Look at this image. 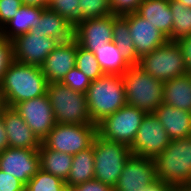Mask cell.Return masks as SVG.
Wrapping results in <instances>:
<instances>
[{
	"mask_svg": "<svg viewBox=\"0 0 191 191\" xmlns=\"http://www.w3.org/2000/svg\"><path fill=\"white\" fill-rule=\"evenodd\" d=\"M47 80L40 66L13 61L4 73L0 90L7 107L46 94Z\"/></svg>",
	"mask_w": 191,
	"mask_h": 191,
	"instance_id": "obj_1",
	"label": "cell"
},
{
	"mask_svg": "<svg viewBox=\"0 0 191 191\" xmlns=\"http://www.w3.org/2000/svg\"><path fill=\"white\" fill-rule=\"evenodd\" d=\"M86 97L90 118L92 123L97 125L104 118L127 105L122 75L104 74L93 80L88 87Z\"/></svg>",
	"mask_w": 191,
	"mask_h": 191,
	"instance_id": "obj_2",
	"label": "cell"
},
{
	"mask_svg": "<svg viewBox=\"0 0 191 191\" xmlns=\"http://www.w3.org/2000/svg\"><path fill=\"white\" fill-rule=\"evenodd\" d=\"M153 161L157 179L174 187L191 186V136L170 140Z\"/></svg>",
	"mask_w": 191,
	"mask_h": 191,
	"instance_id": "obj_3",
	"label": "cell"
},
{
	"mask_svg": "<svg viewBox=\"0 0 191 191\" xmlns=\"http://www.w3.org/2000/svg\"><path fill=\"white\" fill-rule=\"evenodd\" d=\"M46 94L56 124L96 125L90 118L86 94L71 90L61 82L48 83Z\"/></svg>",
	"mask_w": 191,
	"mask_h": 191,
	"instance_id": "obj_4",
	"label": "cell"
},
{
	"mask_svg": "<svg viewBox=\"0 0 191 191\" xmlns=\"http://www.w3.org/2000/svg\"><path fill=\"white\" fill-rule=\"evenodd\" d=\"M122 77L127 105L141 109L146 114L154 113L163 102L164 82L153 78L137 64L131 65Z\"/></svg>",
	"mask_w": 191,
	"mask_h": 191,
	"instance_id": "obj_5",
	"label": "cell"
},
{
	"mask_svg": "<svg viewBox=\"0 0 191 191\" xmlns=\"http://www.w3.org/2000/svg\"><path fill=\"white\" fill-rule=\"evenodd\" d=\"M93 152L94 179L114 188L125 163L132 155L130 147L96 135L93 139Z\"/></svg>",
	"mask_w": 191,
	"mask_h": 191,
	"instance_id": "obj_6",
	"label": "cell"
},
{
	"mask_svg": "<svg viewBox=\"0 0 191 191\" xmlns=\"http://www.w3.org/2000/svg\"><path fill=\"white\" fill-rule=\"evenodd\" d=\"M137 65L162 82L188 73L181 48L176 41H167L151 53L143 55Z\"/></svg>",
	"mask_w": 191,
	"mask_h": 191,
	"instance_id": "obj_7",
	"label": "cell"
},
{
	"mask_svg": "<svg viewBox=\"0 0 191 191\" xmlns=\"http://www.w3.org/2000/svg\"><path fill=\"white\" fill-rule=\"evenodd\" d=\"M145 115L141 109L125 105L97 124V135L130 147Z\"/></svg>",
	"mask_w": 191,
	"mask_h": 191,
	"instance_id": "obj_8",
	"label": "cell"
},
{
	"mask_svg": "<svg viewBox=\"0 0 191 191\" xmlns=\"http://www.w3.org/2000/svg\"><path fill=\"white\" fill-rule=\"evenodd\" d=\"M97 135V125L56 124L41 141L47 148L76 155L89 148Z\"/></svg>",
	"mask_w": 191,
	"mask_h": 191,
	"instance_id": "obj_9",
	"label": "cell"
},
{
	"mask_svg": "<svg viewBox=\"0 0 191 191\" xmlns=\"http://www.w3.org/2000/svg\"><path fill=\"white\" fill-rule=\"evenodd\" d=\"M170 138L154 113L146 114L130 146L132 155L154 159L170 144Z\"/></svg>",
	"mask_w": 191,
	"mask_h": 191,
	"instance_id": "obj_10",
	"label": "cell"
},
{
	"mask_svg": "<svg viewBox=\"0 0 191 191\" xmlns=\"http://www.w3.org/2000/svg\"><path fill=\"white\" fill-rule=\"evenodd\" d=\"M37 138L42 141L56 125L47 94L13 106Z\"/></svg>",
	"mask_w": 191,
	"mask_h": 191,
	"instance_id": "obj_11",
	"label": "cell"
},
{
	"mask_svg": "<svg viewBox=\"0 0 191 191\" xmlns=\"http://www.w3.org/2000/svg\"><path fill=\"white\" fill-rule=\"evenodd\" d=\"M12 43L15 61L41 67L59 41L29 31L13 39Z\"/></svg>",
	"mask_w": 191,
	"mask_h": 191,
	"instance_id": "obj_12",
	"label": "cell"
},
{
	"mask_svg": "<svg viewBox=\"0 0 191 191\" xmlns=\"http://www.w3.org/2000/svg\"><path fill=\"white\" fill-rule=\"evenodd\" d=\"M117 15L86 19L78 23L73 30V38L82 48L96 50L113 39V22Z\"/></svg>",
	"mask_w": 191,
	"mask_h": 191,
	"instance_id": "obj_13",
	"label": "cell"
},
{
	"mask_svg": "<svg viewBox=\"0 0 191 191\" xmlns=\"http://www.w3.org/2000/svg\"><path fill=\"white\" fill-rule=\"evenodd\" d=\"M157 180L153 159L131 155L124 165L114 191H143Z\"/></svg>",
	"mask_w": 191,
	"mask_h": 191,
	"instance_id": "obj_14",
	"label": "cell"
},
{
	"mask_svg": "<svg viewBox=\"0 0 191 191\" xmlns=\"http://www.w3.org/2000/svg\"><path fill=\"white\" fill-rule=\"evenodd\" d=\"M0 169L26 185L40 170L38 149L6 148L0 152Z\"/></svg>",
	"mask_w": 191,
	"mask_h": 191,
	"instance_id": "obj_15",
	"label": "cell"
},
{
	"mask_svg": "<svg viewBox=\"0 0 191 191\" xmlns=\"http://www.w3.org/2000/svg\"><path fill=\"white\" fill-rule=\"evenodd\" d=\"M123 17L128 21L132 41L140 58L168 41V38L155 26L136 12L123 15Z\"/></svg>",
	"mask_w": 191,
	"mask_h": 191,
	"instance_id": "obj_16",
	"label": "cell"
},
{
	"mask_svg": "<svg viewBox=\"0 0 191 191\" xmlns=\"http://www.w3.org/2000/svg\"><path fill=\"white\" fill-rule=\"evenodd\" d=\"M78 45L74 38L67 42H59L47 56L41 68L48 83L61 82L75 67Z\"/></svg>",
	"mask_w": 191,
	"mask_h": 191,
	"instance_id": "obj_17",
	"label": "cell"
},
{
	"mask_svg": "<svg viewBox=\"0 0 191 191\" xmlns=\"http://www.w3.org/2000/svg\"><path fill=\"white\" fill-rule=\"evenodd\" d=\"M1 115L7 133L9 147L21 149H39L41 141L13 107L5 106Z\"/></svg>",
	"mask_w": 191,
	"mask_h": 191,
	"instance_id": "obj_18",
	"label": "cell"
},
{
	"mask_svg": "<svg viewBox=\"0 0 191 191\" xmlns=\"http://www.w3.org/2000/svg\"><path fill=\"white\" fill-rule=\"evenodd\" d=\"M154 115L161 122L171 140L191 136V112L162 102L155 109Z\"/></svg>",
	"mask_w": 191,
	"mask_h": 191,
	"instance_id": "obj_19",
	"label": "cell"
},
{
	"mask_svg": "<svg viewBox=\"0 0 191 191\" xmlns=\"http://www.w3.org/2000/svg\"><path fill=\"white\" fill-rule=\"evenodd\" d=\"M136 13L155 26L168 41H172L173 14L169 0H144Z\"/></svg>",
	"mask_w": 191,
	"mask_h": 191,
	"instance_id": "obj_20",
	"label": "cell"
},
{
	"mask_svg": "<svg viewBox=\"0 0 191 191\" xmlns=\"http://www.w3.org/2000/svg\"><path fill=\"white\" fill-rule=\"evenodd\" d=\"M73 30L74 27L65 18L47 7L42 11L36 27L30 32L40 33L41 36H47L59 42H67L73 38Z\"/></svg>",
	"mask_w": 191,
	"mask_h": 191,
	"instance_id": "obj_21",
	"label": "cell"
},
{
	"mask_svg": "<svg viewBox=\"0 0 191 191\" xmlns=\"http://www.w3.org/2000/svg\"><path fill=\"white\" fill-rule=\"evenodd\" d=\"M44 7L22 5L15 16L0 28V35L8 40L29 32L36 27Z\"/></svg>",
	"mask_w": 191,
	"mask_h": 191,
	"instance_id": "obj_22",
	"label": "cell"
},
{
	"mask_svg": "<svg viewBox=\"0 0 191 191\" xmlns=\"http://www.w3.org/2000/svg\"><path fill=\"white\" fill-rule=\"evenodd\" d=\"M163 103L191 112V73L164 82Z\"/></svg>",
	"mask_w": 191,
	"mask_h": 191,
	"instance_id": "obj_23",
	"label": "cell"
},
{
	"mask_svg": "<svg viewBox=\"0 0 191 191\" xmlns=\"http://www.w3.org/2000/svg\"><path fill=\"white\" fill-rule=\"evenodd\" d=\"M38 154L41 170L66 181L72 166L73 155L47 149L42 143Z\"/></svg>",
	"mask_w": 191,
	"mask_h": 191,
	"instance_id": "obj_24",
	"label": "cell"
},
{
	"mask_svg": "<svg viewBox=\"0 0 191 191\" xmlns=\"http://www.w3.org/2000/svg\"><path fill=\"white\" fill-rule=\"evenodd\" d=\"M94 152L92 145L73 155L72 166L70 173L65 181L66 185L76 186L85 183L86 181L93 180L94 174Z\"/></svg>",
	"mask_w": 191,
	"mask_h": 191,
	"instance_id": "obj_25",
	"label": "cell"
},
{
	"mask_svg": "<svg viewBox=\"0 0 191 191\" xmlns=\"http://www.w3.org/2000/svg\"><path fill=\"white\" fill-rule=\"evenodd\" d=\"M95 55L102 71L105 74L122 75L131 66L117 45L112 41L99 47L96 50Z\"/></svg>",
	"mask_w": 191,
	"mask_h": 191,
	"instance_id": "obj_26",
	"label": "cell"
},
{
	"mask_svg": "<svg viewBox=\"0 0 191 191\" xmlns=\"http://www.w3.org/2000/svg\"><path fill=\"white\" fill-rule=\"evenodd\" d=\"M117 47L125 59L131 64H138L140 57L137 55L130 30L128 21L123 16H118L113 22V39Z\"/></svg>",
	"mask_w": 191,
	"mask_h": 191,
	"instance_id": "obj_27",
	"label": "cell"
},
{
	"mask_svg": "<svg viewBox=\"0 0 191 191\" xmlns=\"http://www.w3.org/2000/svg\"><path fill=\"white\" fill-rule=\"evenodd\" d=\"M173 14L172 41L191 35V7H186L176 0H169Z\"/></svg>",
	"mask_w": 191,
	"mask_h": 191,
	"instance_id": "obj_28",
	"label": "cell"
},
{
	"mask_svg": "<svg viewBox=\"0 0 191 191\" xmlns=\"http://www.w3.org/2000/svg\"><path fill=\"white\" fill-rule=\"evenodd\" d=\"M65 189V181L41 169L25 185V191H65Z\"/></svg>",
	"mask_w": 191,
	"mask_h": 191,
	"instance_id": "obj_29",
	"label": "cell"
},
{
	"mask_svg": "<svg viewBox=\"0 0 191 191\" xmlns=\"http://www.w3.org/2000/svg\"><path fill=\"white\" fill-rule=\"evenodd\" d=\"M75 66L91 81L105 74L96 59L95 52L88 51L79 45L77 47Z\"/></svg>",
	"mask_w": 191,
	"mask_h": 191,
	"instance_id": "obj_30",
	"label": "cell"
},
{
	"mask_svg": "<svg viewBox=\"0 0 191 191\" xmlns=\"http://www.w3.org/2000/svg\"><path fill=\"white\" fill-rule=\"evenodd\" d=\"M48 7L65 18L73 27L84 21L79 0H51Z\"/></svg>",
	"mask_w": 191,
	"mask_h": 191,
	"instance_id": "obj_31",
	"label": "cell"
},
{
	"mask_svg": "<svg viewBox=\"0 0 191 191\" xmlns=\"http://www.w3.org/2000/svg\"><path fill=\"white\" fill-rule=\"evenodd\" d=\"M84 20L113 14L110 0H79Z\"/></svg>",
	"mask_w": 191,
	"mask_h": 191,
	"instance_id": "obj_32",
	"label": "cell"
},
{
	"mask_svg": "<svg viewBox=\"0 0 191 191\" xmlns=\"http://www.w3.org/2000/svg\"><path fill=\"white\" fill-rule=\"evenodd\" d=\"M91 80L85 76L76 66L73 67L61 81L62 84L68 86L71 90L87 93Z\"/></svg>",
	"mask_w": 191,
	"mask_h": 191,
	"instance_id": "obj_33",
	"label": "cell"
},
{
	"mask_svg": "<svg viewBox=\"0 0 191 191\" xmlns=\"http://www.w3.org/2000/svg\"><path fill=\"white\" fill-rule=\"evenodd\" d=\"M13 61V43L0 35V82Z\"/></svg>",
	"mask_w": 191,
	"mask_h": 191,
	"instance_id": "obj_34",
	"label": "cell"
},
{
	"mask_svg": "<svg viewBox=\"0 0 191 191\" xmlns=\"http://www.w3.org/2000/svg\"><path fill=\"white\" fill-rule=\"evenodd\" d=\"M22 5V0H0V28L15 16Z\"/></svg>",
	"mask_w": 191,
	"mask_h": 191,
	"instance_id": "obj_35",
	"label": "cell"
},
{
	"mask_svg": "<svg viewBox=\"0 0 191 191\" xmlns=\"http://www.w3.org/2000/svg\"><path fill=\"white\" fill-rule=\"evenodd\" d=\"M144 0H110L113 14L123 16L134 13Z\"/></svg>",
	"mask_w": 191,
	"mask_h": 191,
	"instance_id": "obj_36",
	"label": "cell"
},
{
	"mask_svg": "<svg viewBox=\"0 0 191 191\" xmlns=\"http://www.w3.org/2000/svg\"><path fill=\"white\" fill-rule=\"evenodd\" d=\"M0 191H25V185L16 177L0 169Z\"/></svg>",
	"mask_w": 191,
	"mask_h": 191,
	"instance_id": "obj_37",
	"label": "cell"
},
{
	"mask_svg": "<svg viewBox=\"0 0 191 191\" xmlns=\"http://www.w3.org/2000/svg\"><path fill=\"white\" fill-rule=\"evenodd\" d=\"M176 42L181 48L184 57L185 67L188 73H191V35L182 37Z\"/></svg>",
	"mask_w": 191,
	"mask_h": 191,
	"instance_id": "obj_38",
	"label": "cell"
},
{
	"mask_svg": "<svg viewBox=\"0 0 191 191\" xmlns=\"http://www.w3.org/2000/svg\"><path fill=\"white\" fill-rule=\"evenodd\" d=\"M86 191H114V188L96 179H93L86 181Z\"/></svg>",
	"mask_w": 191,
	"mask_h": 191,
	"instance_id": "obj_39",
	"label": "cell"
},
{
	"mask_svg": "<svg viewBox=\"0 0 191 191\" xmlns=\"http://www.w3.org/2000/svg\"><path fill=\"white\" fill-rule=\"evenodd\" d=\"M174 189V186L164 183L158 179L153 184L147 186L143 191H174Z\"/></svg>",
	"mask_w": 191,
	"mask_h": 191,
	"instance_id": "obj_40",
	"label": "cell"
},
{
	"mask_svg": "<svg viewBox=\"0 0 191 191\" xmlns=\"http://www.w3.org/2000/svg\"><path fill=\"white\" fill-rule=\"evenodd\" d=\"M9 147L3 116L0 114V152Z\"/></svg>",
	"mask_w": 191,
	"mask_h": 191,
	"instance_id": "obj_41",
	"label": "cell"
},
{
	"mask_svg": "<svg viewBox=\"0 0 191 191\" xmlns=\"http://www.w3.org/2000/svg\"><path fill=\"white\" fill-rule=\"evenodd\" d=\"M51 0H22L24 5H32L47 8Z\"/></svg>",
	"mask_w": 191,
	"mask_h": 191,
	"instance_id": "obj_42",
	"label": "cell"
},
{
	"mask_svg": "<svg viewBox=\"0 0 191 191\" xmlns=\"http://www.w3.org/2000/svg\"><path fill=\"white\" fill-rule=\"evenodd\" d=\"M65 191H86V182L76 186L66 185Z\"/></svg>",
	"mask_w": 191,
	"mask_h": 191,
	"instance_id": "obj_43",
	"label": "cell"
},
{
	"mask_svg": "<svg viewBox=\"0 0 191 191\" xmlns=\"http://www.w3.org/2000/svg\"><path fill=\"white\" fill-rule=\"evenodd\" d=\"M174 191H191V186H177Z\"/></svg>",
	"mask_w": 191,
	"mask_h": 191,
	"instance_id": "obj_44",
	"label": "cell"
},
{
	"mask_svg": "<svg viewBox=\"0 0 191 191\" xmlns=\"http://www.w3.org/2000/svg\"><path fill=\"white\" fill-rule=\"evenodd\" d=\"M180 3H182L186 7H191V0H176Z\"/></svg>",
	"mask_w": 191,
	"mask_h": 191,
	"instance_id": "obj_45",
	"label": "cell"
},
{
	"mask_svg": "<svg viewBox=\"0 0 191 191\" xmlns=\"http://www.w3.org/2000/svg\"><path fill=\"white\" fill-rule=\"evenodd\" d=\"M5 107V104H4V100H3V97H2V93H1V90H0V114L2 112V109Z\"/></svg>",
	"mask_w": 191,
	"mask_h": 191,
	"instance_id": "obj_46",
	"label": "cell"
}]
</instances>
